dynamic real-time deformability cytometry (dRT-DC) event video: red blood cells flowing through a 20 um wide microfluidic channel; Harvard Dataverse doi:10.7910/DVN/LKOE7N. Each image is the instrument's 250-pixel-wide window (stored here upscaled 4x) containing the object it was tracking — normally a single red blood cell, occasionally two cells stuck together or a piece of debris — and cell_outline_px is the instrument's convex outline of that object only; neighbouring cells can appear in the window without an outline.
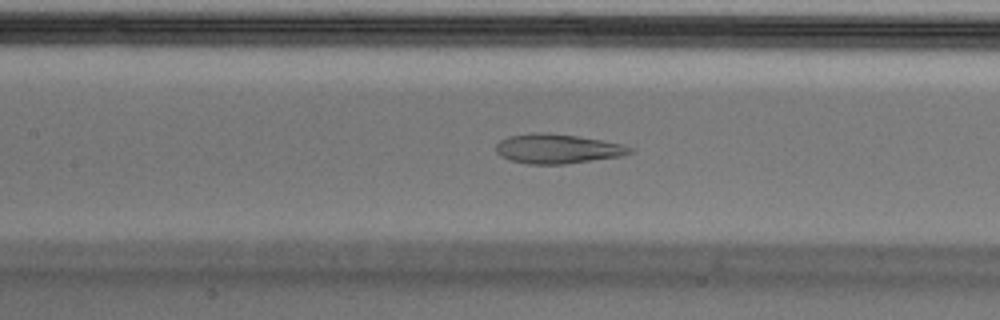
{"species": "Egyptian fruit bat (a non-hibernating species)", "species_latin": "Rousettus aegyptiacus", "temperature_condition": "cold", "stored_images_in_passage": 51, "camera_frame_rate_fps": 3000, "um_per_image_px": 0.085, "animal": {"sex": "male"}, "frame": {"image": 1, "passage_image": 22, "time_ms": 7.0, "image_size_px": [1000, 320], "cell_outline_px": [[632, 152], [624, 156], [564, 164], [528, 164], [512, 160], [500, 156], [496, 152], [496, 144], [500, 140], [508, 136], [532, 132], [548, 132], [576, 136], [600, 140], [620, 144], [632, 148]], "centroid_in_image_um": [47.35, 12.64], "position_along_channel_um": 160.1, "area_um2": 23.0}}
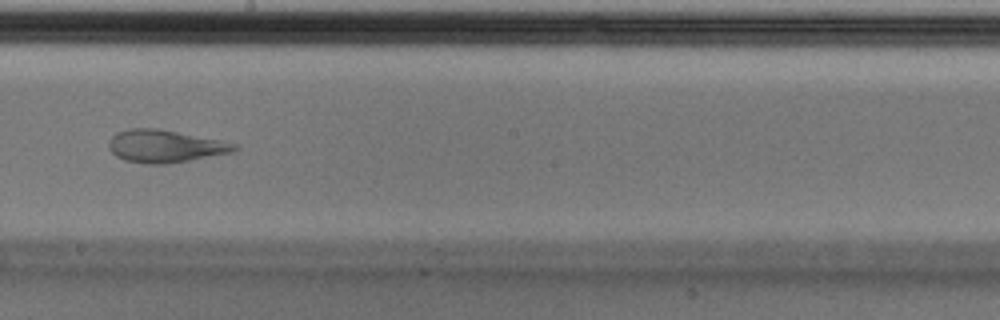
{"frame": {"image": 2, "passage_image": 28, "time_ms": 9.0, "image_size_px": [1000, 320], "cell_outline_px": [[240, 148], [232, 152], [188, 160], [164, 164], [144, 164], [124, 160], [116, 156], [108, 148], [108, 140], [116, 132], [128, 128], [160, 128], [220, 140], [236, 144]], "centroid_in_image_um": [13.98, 12.41], "position_along_channel_um": 234.2, "area_um2": 23.93}, "authors_computed_cell_mechanics": {"area_um2": 27.6862, "velocity_mm_per_s": 3.7156, "shape_relaxation_time_tau1_ms": null, "shape_relaxation_time_tau2_ms": 1.4045, "deformation_change_tau1": null, "deformation_change_tau2": 0.0831}}